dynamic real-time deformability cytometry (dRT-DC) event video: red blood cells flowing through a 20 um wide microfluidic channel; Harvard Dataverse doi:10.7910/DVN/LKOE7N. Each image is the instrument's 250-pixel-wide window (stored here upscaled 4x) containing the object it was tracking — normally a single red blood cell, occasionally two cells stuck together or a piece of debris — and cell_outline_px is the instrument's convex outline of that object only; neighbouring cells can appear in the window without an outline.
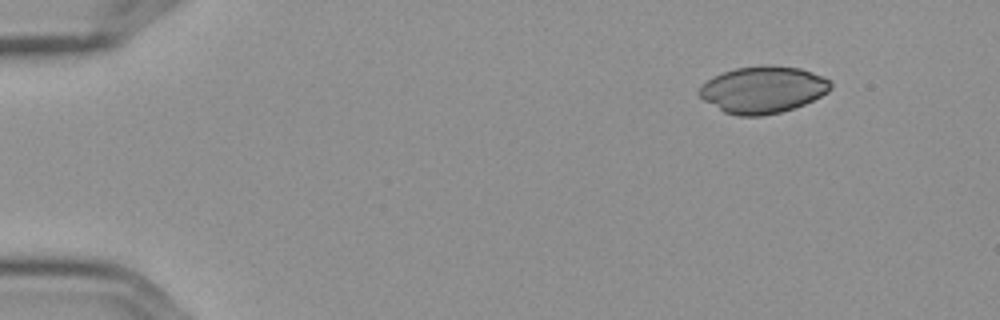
{"species": "Egyptian fruit bat (a non-hibernating species)", "species_latin": "Rousettus aegyptiacus", "temperature_condition": "cold", "stored_images_in_passage": 4, "camera_frame_rate_fps": 3000, "um_per_image_px": 0.085, "frame": {"image": 1, "passage_image": 1, "time_ms": 0.0, "image_size_px": [1000, 320], "cell_outline_px": [[832, 88], [828, 92], [804, 104], [780, 112], [764, 116], [736, 116], [724, 112], [704, 100], [696, 92], [708, 80], [724, 72], [736, 68], [760, 64], [772, 64], [800, 68], [812, 72], [832, 80]], "centroid_in_image_um": [64.87, 7.61], "position_along_channel_um": 20.1, "area_um2": 36.01}}